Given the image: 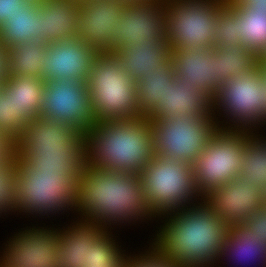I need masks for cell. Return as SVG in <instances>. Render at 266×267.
Returning <instances> with one entry per match:
<instances>
[{
	"mask_svg": "<svg viewBox=\"0 0 266 267\" xmlns=\"http://www.w3.org/2000/svg\"><path fill=\"white\" fill-rule=\"evenodd\" d=\"M28 122L19 112L18 104L12 96L5 95L0 89V131L15 142Z\"/></svg>",
	"mask_w": 266,
	"mask_h": 267,
	"instance_id": "836d02e7",
	"label": "cell"
},
{
	"mask_svg": "<svg viewBox=\"0 0 266 267\" xmlns=\"http://www.w3.org/2000/svg\"><path fill=\"white\" fill-rule=\"evenodd\" d=\"M73 218L119 233L126 226L139 228V224L150 226L157 221L147 206L138 174L95 168L87 162L78 181Z\"/></svg>",
	"mask_w": 266,
	"mask_h": 267,
	"instance_id": "6da1fadb",
	"label": "cell"
},
{
	"mask_svg": "<svg viewBox=\"0 0 266 267\" xmlns=\"http://www.w3.org/2000/svg\"><path fill=\"white\" fill-rule=\"evenodd\" d=\"M126 251L114 264H96V265H84L83 267H126L128 265V253Z\"/></svg>",
	"mask_w": 266,
	"mask_h": 267,
	"instance_id": "b9f144b4",
	"label": "cell"
},
{
	"mask_svg": "<svg viewBox=\"0 0 266 267\" xmlns=\"http://www.w3.org/2000/svg\"><path fill=\"white\" fill-rule=\"evenodd\" d=\"M87 85L97 124L141 117L135 81L114 54L97 55Z\"/></svg>",
	"mask_w": 266,
	"mask_h": 267,
	"instance_id": "8992f818",
	"label": "cell"
},
{
	"mask_svg": "<svg viewBox=\"0 0 266 267\" xmlns=\"http://www.w3.org/2000/svg\"><path fill=\"white\" fill-rule=\"evenodd\" d=\"M71 1L74 2V3H77L79 5V4H82V3H86V2H88L90 0H71Z\"/></svg>",
	"mask_w": 266,
	"mask_h": 267,
	"instance_id": "ee69618b",
	"label": "cell"
},
{
	"mask_svg": "<svg viewBox=\"0 0 266 267\" xmlns=\"http://www.w3.org/2000/svg\"><path fill=\"white\" fill-rule=\"evenodd\" d=\"M181 115L213 117L212 99L189 82L174 77L167 82L163 101L147 118L173 119Z\"/></svg>",
	"mask_w": 266,
	"mask_h": 267,
	"instance_id": "e0dca14e",
	"label": "cell"
},
{
	"mask_svg": "<svg viewBox=\"0 0 266 267\" xmlns=\"http://www.w3.org/2000/svg\"><path fill=\"white\" fill-rule=\"evenodd\" d=\"M33 41L42 42L40 10L28 3L0 26V42L9 49Z\"/></svg>",
	"mask_w": 266,
	"mask_h": 267,
	"instance_id": "d4e9b609",
	"label": "cell"
},
{
	"mask_svg": "<svg viewBox=\"0 0 266 267\" xmlns=\"http://www.w3.org/2000/svg\"><path fill=\"white\" fill-rule=\"evenodd\" d=\"M43 222H30L10 236L7 233L6 242L0 246V267H65L57 229Z\"/></svg>",
	"mask_w": 266,
	"mask_h": 267,
	"instance_id": "8fae6325",
	"label": "cell"
},
{
	"mask_svg": "<svg viewBox=\"0 0 266 267\" xmlns=\"http://www.w3.org/2000/svg\"><path fill=\"white\" fill-rule=\"evenodd\" d=\"M172 50L164 40L156 44L140 43L114 53L121 68L136 82L147 73L166 66L171 61Z\"/></svg>",
	"mask_w": 266,
	"mask_h": 267,
	"instance_id": "cb8c5ba5",
	"label": "cell"
},
{
	"mask_svg": "<svg viewBox=\"0 0 266 267\" xmlns=\"http://www.w3.org/2000/svg\"><path fill=\"white\" fill-rule=\"evenodd\" d=\"M118 235V231L106 230L93 246H88L87 263L84 265L114 264L128 250Z\"/></svg>",
	"mask_w": 266,
	"mask_h": 267,
	"instance_id": "1f68e13d",
	"label": "cell"
},
{
	"mask_svg": "<svg viewBox=\"0 0 266 267\" xmlns=\"http://www.w3.org/2000/svg\"><path fill=\"white\" fill-rule=\"evenodd\" d=\"M175 77L172 60L166 66H159L135 82L136 96L141 117L147 118L163 101L167 82Z\"/></svg>",
	"mask_w": 266,
	"mask_h": 267,
	"instance_id": "83f0119b",
	"label": "cell"
},
{
	"mask_svg": "<svg viewBox=\"0 0 266 267\" xmlns=\"http://www.w3.org/2000/svg\"><path fill=\"white\" fill-rule=\"evenodd\" d=\"M28 3L26 0H0V26Z\"/></svg>",
	"mask_w": 266,
	"mask_h": 267,
	"instance_id": "74e56055",
	"label": "cell"
},
{
	"mask_svg": "<svg viewBox=\"0 0 266 267\" xmlns=\"http://www.w3.org/2000/svg\"><path fill=\"white\" fill-rule=\"evenodd\" d=\"M175 77L189 82L211 99L216 94L215 52L209 48L172 50Z\"/></svg>",
	"mask_w": 266,
	"mask_h": 267,
	"instance_id": "d6986e66",
	"label": "cell"
},
{
	"mask_svg": "<svg viewBox=\"0 0 266 267\" xmlns=\"http://www.w3.org/2000/svg\"><path fill=\"white\" fill-rule=\"evenodd\" d=\"M15 154L17 161H24L33 170L70 176H81L86 163L85 147L15 149Z\"/></svg>",
	"mask_w": 266,
	"mask_h": 267,
	"instance_id": "7402d4cb",
	"label": "cell"
},
{
	"mask_svg": "<svg viewBox=\"0 0 266 267\" xmlns=\"http://www.w3.org/2000/svg\"><path fill=\"white\" fill-rule=\"evenodd\" d=\"M248 131L218 128L192 163L195 185L203 199L223 183L239 177Z\"/></svg>",
	"mask_w": 266,
	"mask_h": 267,
	"instance_id": "9c48e42d",
	"label": "cell"
},
{
	"mask_svg": "<svg viewBox=\"0 0 266 267\" xmlns=\"http://www.w3.org/2000/svg\"><path fill=\"white\" fill-rule=\"evenodd\" d=\"M40 117L61 121L85 135L97 124L87 82L73 79L45 82Z\"/></svg>",
	"mask_w": 266,
	"mask_h": 267,
	"instance_id": "7c38bea8",
	"label": "cell"
},
{
	"mask_svg": "<svg viewBox=\"0 0 266 267\" xmlns=\"http://www.w3.org/2000/svg\"><path fill=\"white\" fill-rule=\"evenodd\" d=\"M126 0H90L79 4V36L99 52H109L117 43L118 22Z\"/></svg>",
	"mask_w": 266,
	"mask_h": 267,
	"instance_id": "9a60e30c",
	"label": "cell"
},
{
	"mask_svg": "<svg viewBox=\"0 0 266 267\" xmlns=\"http://www.w3.org/2000/svg\"><path fill=\"white\" fill-rule=\"evenodd\" d=\"M16 163L17 157L15 153L5 161L0 162V218L2 217L3 219L8 218L10 215L18 217L16 209Z\"/></svg>",
	"mask_w": 266,
	"mask_h": 267,
	"instance_id": "d6a6232c",
	"label": "cell"
},
{
	"mask_svg": "<svg viewBox=\"0 0 266 267\" xmlns=\"http://www.w3.org/2000/svg\"><path fill=\"white\" fill-rule=\"evenodd\" d=\"M156 223L148 241L179 267L217 266L231 228L204 199L167 213Z\"/></svg>",
	"mask_w": 266,
	"mask_h": 267,
	"instance_id": "7a4b0ae2",
	"label": "cell"
},
{
	"mask_svg": "<svg viewBox=\"0 0 266 267\" xmlns=\"http://www.w3.org/2000/svg\"><path fill=\"white\" fill-rule=\"evenodd\" d=\"M79 179L80 176H70L62 172L33 170L24 161H17L15 180L19 219L25 217L27 221L35 220L34 223L41 224L42 218L50 220L51 224L54 223V218L57 221L58 216L63 215L64 219L66 215L70 219L68 217L70 213L73 217L77 203Z\"/></svg>",
	"mask_w": 266,
	"mask_h": 267,
	"instance_id": "277c9868",
	"label": "cell"
},
{
	"mask_svg": "<svg viewBox=\"0 0 266 267\" xmlns=\"http://www.w3.org/2000/svg\"><path fill=\"white\" fill-rule=\"evenodd\" d=\"M42 42L52 43L78 38L79 13L77 3L71 0H48L38 4Z\"/></svg>",
	"mask_w": 266,
	"mask_h": 267,
	"instance_id": "603a6c76",
	"label": "cell"
},
{
	"mask_svg": "<svg viewBox=\"0 0 266 267\" xmlns=\"http://www.w3.org/2000/svg\"><path fill=\"white\" fill-rule=\"evenodd\" d=\"M212 114L221 129L266 130V61L222 83Z\"/></svg>",
	"mask_w": 266,
	"mask_h": 267,
	"instance_id": "5b68a950",
	"label": "cell"
},
{
	"mask_svg": "<svg viewBox=\"0 0 266 267\" xmlns=\"http://www.w3.org/2000/svg\"><path fill=\"white\" fill-rule=\"evenodd\" d=\"M152 215L159 217L203 200L194 180L192 164L155 154L139 174Z\"/></svg>",
	"mask_w": 266,
	"mask_h": 267,
	"instance_id": "52a82bcc",
	"label": "cell"
},
{
	"mask_svg": "<svg viewBox=\"0 0 266 267\" xmlns=\"http://www.w3.org/2000/svg\"><path fill=\"white\" fill-rule=\"evenodd\" d=\"M44 84L45 80L40 77L14 76L2 83L0 89L12 96L19 112L30 122L40 117Z\"/></svg>",
	"mask_w": 266,
	"mask_h": 267,
	"instance_id": "4316f807",
	"label": "cell"
},
{
	"mask_svg": "<svg viewBox=\"0 0 266 267\" xmlns=\"http://www.w3.org/2000/svg\"><path fill=\"white\" fill-rule=\"evenodd\" d=\"M100 52L79 38L48 43L43 59L42 79L87 82L92 64Z\"/></svg>",
	"mask_w": 266,
	"mask_h": 267,
	"instance_id": "5bb4252c",
	"label": "cell"
},
{
	"mask_svg": "<svg viewBox=\"0 0 266 267\" xmlns=\"http://www.w3.org/2000/svg\"><path fill=\"white\" fill-rule=\"evenodd\" d=\"M146 243L144 247L140 245L142 248L136 247L138 250L135 248V251L131 250L132 252L128 253V265L126 267H179L155 247L150 240Z\"/></svg>",
	"mask_w": 266,
	"mask_h": 267,
	"instance_id": "d590c367",
	"label": "cell"
},
{
	"mask_svg": "<svg viewBox=\"0 0 266 267\" xmlns=\"http://www.w3.org/2000/svg\"><path fill=\"white\" fill-rule=\"evenodd\" d=\"M204 200L231 226L244 224L265 205L264 190L256 183L235 177L209 193Z\"/></svg>",
	"mask_w": 266,
	"mask_h": 267,
	"instance_id": "2e32d148",
	"label": "cell"
},
{
	"mask_svg": "<svg viewBox=\"0 0 266 267\" xmlns=\"http://www.w3.org/2000/svg\"><path fill=\"white\" fill-rule=\"evenodd\" d=\"M227 0H164L165 41L171 50L213 47L216 18Z\"/></svg>",
	"mask_w": 266,
	"mask_h": 267,
	"instance_id": "ba28073f",
	"label": "cell"
},
{
	"mask_svg": "<svg viewBox=\"0 0 266 267\" xmlns=\"http://www.w3.org/2000/svg\"><path fill=\"white\" fill-rule=\"evenodd\" d=\"M266 131H248L239 177L266 189Z\"/></svg>",
	"mask_w": 266,
	"mask_h": 267,
	"instance_id": "f546056e",
	"label": "cell"
},
{
	"mask_svg": "<svg viewBox=\"0 0 266 267\" xmlns=\"http://www.w3.org/2000/svg\"><path fill=\"white\" fill-rule=\"evenodd\" d=\"M235 8L247 7L251 11L266 13V0H228Z\"/></svg>",
	"mask_w": 266,
	"mask_h": 267,
	"instance_id": "f35d334b",
	"label": "cell"
},
{
	"mask_svg": "<svg viewBox=\"0 0 266 267\" xmlns=\"http://www.w3.org/2000/svg\"><path fill=\"white\" fill-rule=\"evenodd\" d=\"M86 162L120 173L140 174L155 156L148 118L106 121L85 134Z\"/></svg>",
	"mask_w": 266,
	"mask_h": 267,
	"instance_id": "3957f363",
	"label": "cell"
},
{
	"mask_svg": "<svg viewBox=\"0 0 266 267\" xmlns=\"http://www.w3.org/2000/svg\"><path fill=\"white\" fill-rule=\"evenodd\" d=\"M261 239L244 224L231 226L215 267H266V244Z\"/></svg>",
	"mask_w": 266,
	"mask_h": 267,
	"instance_id": "44dd1931",
	"label": "cell"
},
{
	"mask_svg": "<svg viewBox=\"0 0 266 267\" xmlns=\"http://www.w3.org/2000/svg\"><path fill=\"white\" fill-rule=\"evenodd\" d=\"M242 43L234 23V9L226 2L216 18L213 32V47Z\"/></svg>",
	"mask_w": 266,
	"mask_h": 267,
	"instance_id": "e575fe53",
	"label": "cell"
},
{
	"mask_svg": "<svg viewBox=\"0 0 266 267\" xmlns=\"http://www.w3.org/2000/svg\"><path fill=\"white\" fill-rule=\"evenodd\" d=\"M226 2L234 9V23H237L242 44L266 61V13L251 11L244 6L235 8L228 0Z\"/></svg>",
	"mask_w": 266,
	"mask_h": 267,
	"instance_id": "f1b7e54d",
	"label": "cell"
},
{
	"mask_svg": "<svg viewBox=\"0 0 266 267\" xmlns=\"http://www.w3.org/2000/svg\"><path fill=\"white\" fill-rule=\"evenodd\" d=\"M15 153V142L0 131V162L5 161Z\"/></svg>",
	"mask_w": 266,
	"mask_h": 267,
	"instance_id": "ab89813d",
	"label": "cell"
},
{
	"mask_svg": "<svg viewBox=\"0 0 266 267\" xmlns=\"http://www.w3.org/2000/svg\"><path fill=\"white\" fill-rule=\"evenodd\" d=\"M118 22L117 43L109 53H117L130 45L156 44L165 40L166 8L164 0H126Z\"/></svg>",
	"mask_w": 266,
	"mask_h": 267,
	"instance_id": "4fadbf2b",
	"label": "cell"
},
{
	"mask_svg": "<svg viewBox=\"0 0 266 267\" xmlns=\"http://www.w3.org/2000/svg\"><path fill=\"white\" fill-rule=\"evenodd\" d=\"M215 52L216 93L222 83L254 70L262 61L242 43L217 46Z\"/></svg>",
	"mask_w": 266,
	"mask_h": 267,
	"instance_id": "484cf974",
	"label": "cell"
},
{
	"mask_svg": "<svg viewBox=\"0 0 266 267\" xmlns=\"http://www.w3.org/2000/svg\"><path fill=\"white\" fill-rule=\"evenodd\" d=\"M85 147V135L61 121L37 117L26 124L15 149Z\"/></svg>",
	"mask_w": 266,
	"mask_h": 267,
	"instance_id": "ac0fdd59",
	"label": "cell"
},
{
	"mask_svg": "<svg viewBox=\"0 0 266 267\" xmlns=\"http://www.w3.org/2000/svg\"><path fill=\"white\" fill-rule=\"evenodd\" d=\"M264 193H265V205H266V189H265Z\"/></svg>",
	"mask_w": 266,
	"mask_h": 267,
	"instance_id": "f6af8a7d",
	"label": "cell"
},
{
	"mask_svg": "<svg viewBox=\"0 0 266 267\" xmlns=\"http://www.w3.org/2000/svg\"><path fill=\"white\" fill-rule=\"evenodd\" d=\"M61 219L60 217V223L54 226L58 232V248L65 267H83L87 263L88 246H93L106 229L101 225L76 218L68 219V223H61Z\"/></svg>",
	"mask_w": 266,
	"mask_h": 267,
	"instance_id": "ffe728a7",
	"label": "cell"
},
{
	"mask_svg": "<svg viewBox=\"0 0 266 267\" xmlns=\"http://www.w3.org/2000/svg\"><path fill=\"white\" fill-rule=\"evenodd\" d=\"M26 1H28L29 3L40 4V3H45L48 0H26Z\"/></svg>",
	"mask_w": 266,
	"mask_h": 267,
	"instance_id": "7bdbcfd3",
	"label": "cell"
},
{
	"mask_svg": "<svg viewBox=\"0 0 266 267\" xmlns=\"http://www.w3.org/2000/svg\"><path fill=\"white\" fill-rule=\"evenodd\" d=\"M244 225L251 231H255L263 243L266 244V205L249 216Z\"/></svg>",
	"mask_w": 266,
	"mask_h": 267,
	"instance_id": "8d00e7d4",
	"label": "cell"
},
{
	"mask_svg": "<svg viewBox=\"0 0 266 267\" xmlns=\"http://www.w3.org/2000/svg\"><path fill=\"white\" fill-rule=\"evenodd\" d=\"M9 75L7 48L0 42V86L4 83Z\"/></svg>",
	"mask_w": 266,
	"mask_h": 267,
	"instance_id": "60d3db41",
	"label": "cell"
},
{
	"mask_svg": "<svg viewBox=\"0 0 266 267\" xmlns=\"http://www.w3.org/2000/svg\"><path fill=\"white\" fill-rule=\"evenodd\" d=\"M48 53V44L39 41L21 43L7 49L10 77L32 76L42 78L43 59Z\"/></svg>",
	"mask_w": 266,
	"mask_h": 267,
	"instance_id": "4dcf8cb0",
	"label": "cell"
},
{
	"mask_svg": "<svg viewBox=\"0 0 266 267\" xmlns=\"http://www.w3.org/2000/svg\"><path fill=\"white\" fill-rule=\"evenodd\" d=\"M154 153L192 164L206 148L219 128L213 117L176 116L173 119H149Z\"/></svg>",
	"mask_w": 266,
	"mask_h": 267,
	"instance_id": "30bf717a",
	"label": "cell"
}]
</instances>
